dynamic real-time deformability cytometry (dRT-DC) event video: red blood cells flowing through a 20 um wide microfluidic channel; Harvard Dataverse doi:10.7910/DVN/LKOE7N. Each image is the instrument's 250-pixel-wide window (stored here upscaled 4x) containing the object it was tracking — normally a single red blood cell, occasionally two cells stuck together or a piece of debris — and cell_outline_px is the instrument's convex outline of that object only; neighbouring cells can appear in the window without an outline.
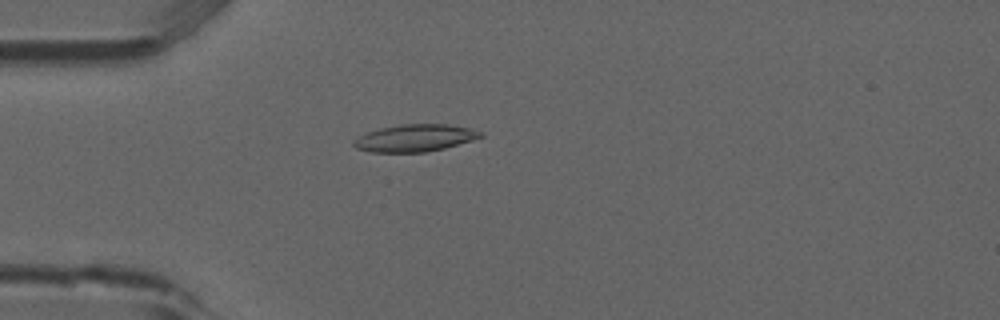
{"species": "common noctule bat (a hibernating species)", "species_latin": "Nyctalus noctula", "temperature_condition": "room temperature", "stored_images_in_passage": 5, "camera_frame_rate_fps": 3000, "um_per_image_px": 0.085, "animal": {"sex": "male", "forearm_length_mm": 52.5}, "frame": {"image": 1, "passage_image": 4, "time_ms": 1.0, "image_size_px": [1000, 320], "cell_outline_px": [[484, 136], [472, 140], [444, 148], [424, 152], [372, 152], [356, 148], [352, 144], [352, 140], [368, 132], [380, 128], [400, 124], [448, 124], [468, 128], [484, 132]], "centroid_in_image_um": [35.26, 11.72], "position_along_channel_um": 49.7, "area_um2": 20.0}}